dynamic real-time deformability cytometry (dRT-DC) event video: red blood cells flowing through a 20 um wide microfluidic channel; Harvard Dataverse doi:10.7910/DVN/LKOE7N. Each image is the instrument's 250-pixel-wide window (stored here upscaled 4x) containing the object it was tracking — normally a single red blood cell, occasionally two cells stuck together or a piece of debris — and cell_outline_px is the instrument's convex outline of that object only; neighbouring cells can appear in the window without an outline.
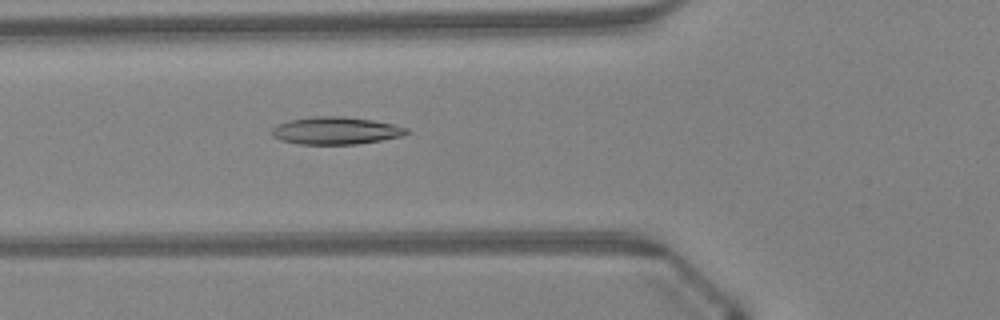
{"species": "Egyptian fruit bat (a non-hibernating species)", "species_latin": "Rousettus aegyptiacus", "temperature_condition": "warm", "stored_images_in_passage": 48, "camera_frame_rate_fps": 3000, "um_per_image_px": 0.085, "animal": {"sex": "female"}, "frame": {"image": 1, "passage_image": 18, "time_ms": 5.667, "image_size_px": [1000, 320], "cell_outline_px": [[412, 132], [404, 136], [356, 144], [300, 144], [280, 140], [272, 136], [272, 128], [276, 124], [288, 120], [312, 116], [344, 116], [372, 120], [392, 124], [408, 128]], "centroid_in_image_um": [28.54, 11.1], "position_along_channel_um": 97.3, "area_um2": 21.73}}
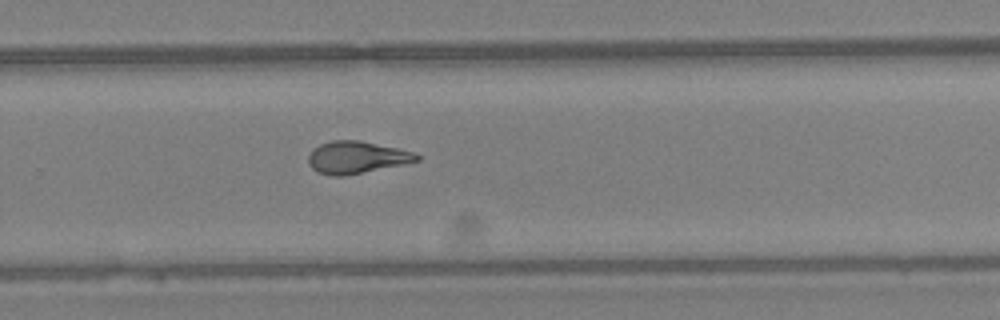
{"frame": {"image": 2, "passage_image": 32, "time_ms": 10.333, "image_size_px": [1000, 320], "cell_outline_px": [[420, 160], [404, 164], [344, 176], [332, 176], [316, 172], [308, 164], [308, 156], [320, 144], [332, 140], [360, 140], [416, 152], [420, 156]], "centroid_in_image_um": [30.32, 13.38], "position_along_channel_um": 299.5, "area_um2": 20.35}}
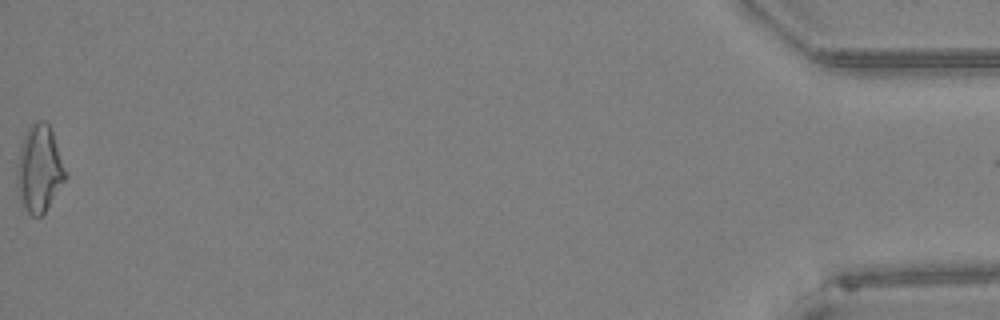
{"frame": {"image": 3, "passage_image": 48, "time_ms": 15.667, "image_size_px": [1000, 320], "cell_outline_px": [[68, 176], [44, 212], [40, 216], [32, 216], [24, 208], [20, 200], [16, 184], [16, 168], [20, 144], [28, 128], [32, 124], [40, 120], [44, 120], [48, 124], [52, 132], [68, 172]], "centroid_in_image_um": [3.34, 14.35], "position_along_channel_um": 431.9, "area_um2": 24.68}, "authors_computed_cell_mechanics": {"area_um2": 20.9814, "velocity_mm_per_s": 4.344, "shape_relaxation_time_tau1_ms": null, "shape_relaxation_time_tau2_ms": 1.8157, "deformation_change_tau1": null, "deformation_change_tau2": 0.0937}}